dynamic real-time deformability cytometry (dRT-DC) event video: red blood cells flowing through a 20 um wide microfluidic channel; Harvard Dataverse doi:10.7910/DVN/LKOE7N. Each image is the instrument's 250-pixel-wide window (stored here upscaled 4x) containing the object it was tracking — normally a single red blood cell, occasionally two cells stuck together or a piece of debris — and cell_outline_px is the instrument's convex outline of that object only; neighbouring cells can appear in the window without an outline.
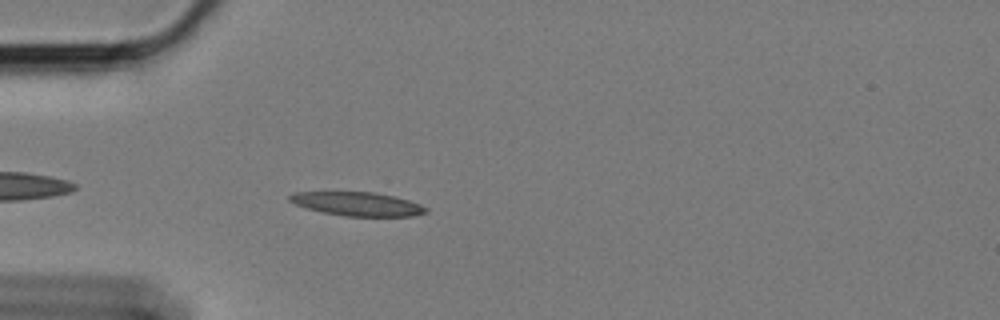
{"species": "Egyptian fruit bat (a non-hibernating species)", "species_latin": "Rousettus aegyptiacus", "temperature_condition": "cold", "stored_images_in_passage": 46, "camera_frame_rate_fps": 3000, "um_per_image_px": 0.085, "animal": {"sex": "female"}, "frame": {"image": 1, "passage_image": 4, "time_ms": 1.0, "image_size_px": [1000, 320], "cell_outline_px": [[428, 212], [412, 216], [344, 216], [324, 212], [308, 208], [296, 204], [288, 200], [288, 196], [292, 192], [372, 192], [392, 196], [408, 200], [420, 204], [428, 208]], "centroid_in_image_um": [30.38, 17.33], "position_along_channel_um": 54.6, "area_um2": 18.67}}
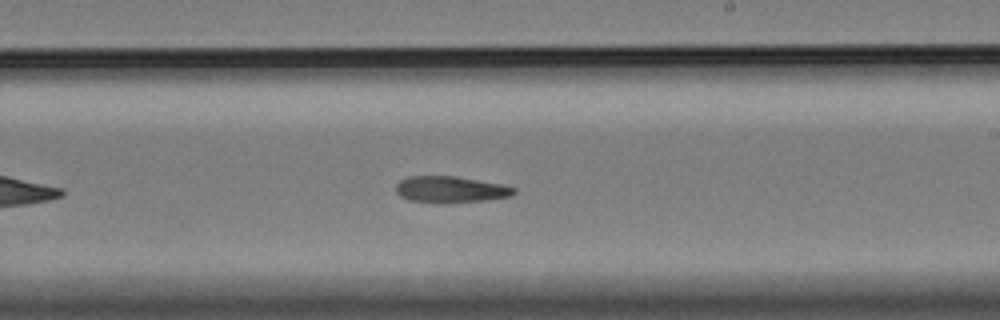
{"frame": {"image": 2, "passage_image": 22, "time_ms": 7.0, "image_size_px": [1000, 320], "cell_outline_px": [[516, 192], [512, 196], [484, 200], [440, 204], [408, 200], [400, 196], [396, 192], [396, 184], [400, 180], [408, 176], [456, 176], [500, 184], [516, 188]], "centroid_in_image_um": [38.26, 16.11], "position_along_channel_um": 250.7, "area_um2": 18.32}}
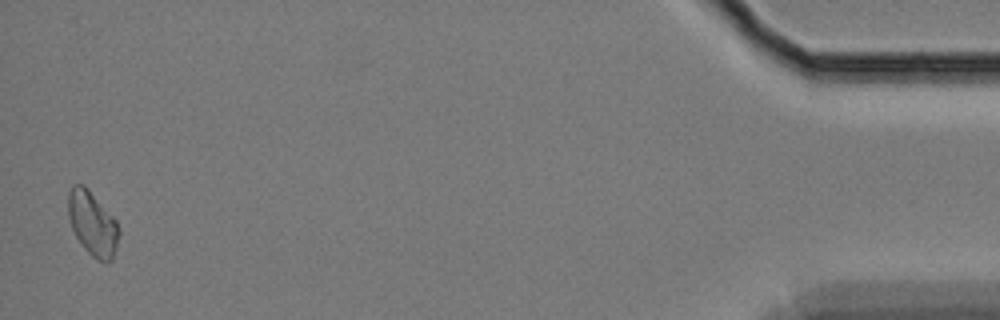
{"frame": {"image": 3, "passage_image": 45, "time_ms": 14.667, "image_size_px": [1000, 320], "cell_outline_px": [[120, 236], [112, 260], [108, 264], [104, 264], [96, 260], [84, 248], [76, 236], [72, 228], [68, 216], [68, 192], [72, 184], [84, 184], [88, 188], [116, 220], [120, 228]], "centroid_in_image_um": [7.88, 19.02], "position_along_channel_um": 427.3, "area_um2": 19.31}, "authors_computed_cell_mechanics": {"area_um2": 18.6694, "velocity_mm_per_s": 3.4005, "shape_relaxation_time_tau1_ms": 9.0947, "shape_relaxation_time_tau2_ms": null, "deformation_change_tau1": 0.1782, "deformation_change_tau2": null}}